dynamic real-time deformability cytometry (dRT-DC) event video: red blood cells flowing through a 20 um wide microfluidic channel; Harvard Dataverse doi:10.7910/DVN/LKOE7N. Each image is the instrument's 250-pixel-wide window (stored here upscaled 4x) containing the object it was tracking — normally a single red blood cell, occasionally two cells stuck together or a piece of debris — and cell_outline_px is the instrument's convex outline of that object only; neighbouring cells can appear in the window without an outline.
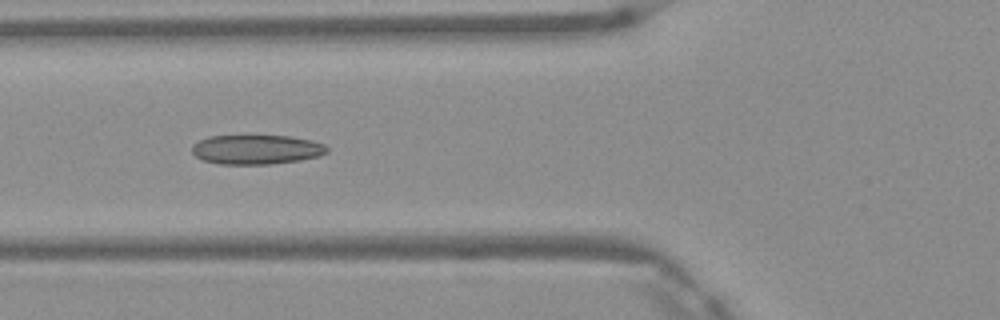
{"species": "Egyptian fruit bat (a non-hibernating species)", "species_latin": "Rousettus aegyptiacus", "temperature_condition": "warm", "stored_images_in_passage": 5, "camera_frame_rate_fps": 3000, "um_per_image_px": 0.085, "frame": {"image": 1, "passage_image": 4, "time_ms": 1.0, "image_size_px": [1000, 320], "cell_outline_px": [[328, 152], [320, 156], [300, 160], [272, 164], [220, 164], [204, 160], [196, 156], [192, 152], [192, 144], [208, 136], [288, 136], [312, 140], [324, 144], [328, 148]], "centroid_in_image_um": [21.81, 12.71], "position_along_channel_um": 104.0, "area_um2": 23.18}}
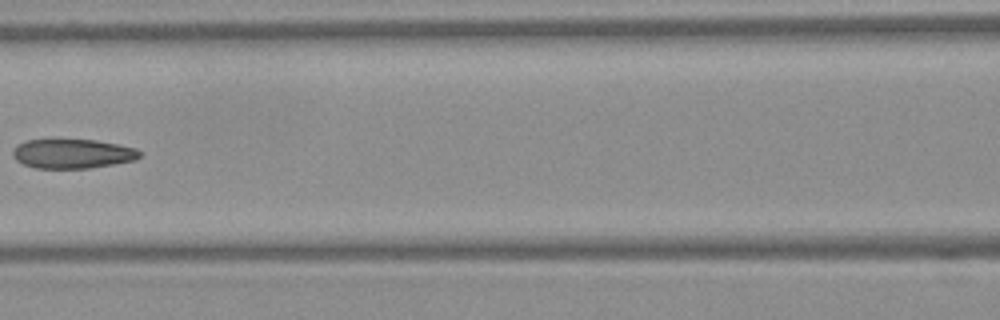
{"frame": {"image": 2, "passage_image": 5, "time_ms": 1.333, "image_size_px": [1000, 320], "cell_outline_px": [[144, 152], [136, 160], [88, 168], [36, 168], [24, 164], [16, 160], [12, 156], [12, 152], [16, 144], [24, 140], [56, 136], [96, 140], [136, 148]], "centroid_in_image_um": [6.11, 13.0], "position_along_channel_um": 160.5, "area_um2": 22.77}}